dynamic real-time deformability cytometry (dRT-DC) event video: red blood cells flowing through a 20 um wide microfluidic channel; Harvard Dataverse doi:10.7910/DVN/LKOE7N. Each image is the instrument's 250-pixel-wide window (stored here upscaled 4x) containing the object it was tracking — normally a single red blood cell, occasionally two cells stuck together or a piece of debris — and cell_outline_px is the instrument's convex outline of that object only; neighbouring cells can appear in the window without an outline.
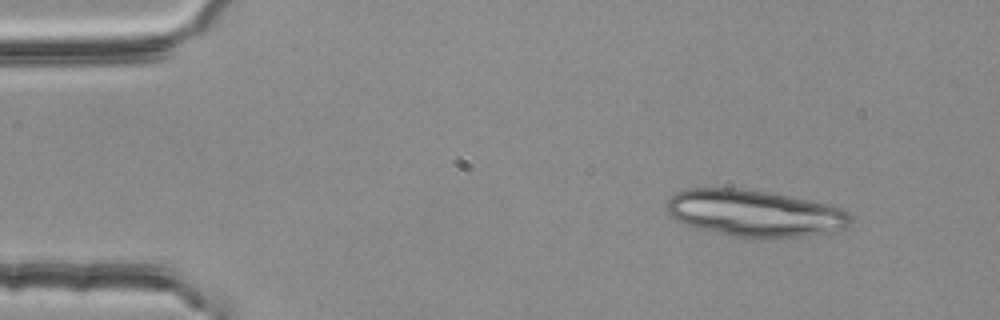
{"species": "common noctule bat (a hibernating species)", "species_latin": "Nyctalus noctula", "temperature_condition": "room temperature", "stored_images_in_passage": 3, "camera_frame_rate_fps": 3000, "um_per_image_px": 0.085, "animal": {"sex": "female", "body_mass_g": 25.1}, "frame": {"image": 1, "passage_image": 1, "time_ms": 0.0, "image_size_px": [1000, 320], "cell_outline_px": [[852, 220], [844, 228], [804, 236], [760, 240], [756, 240], [736, 236], [700, 228], [688, 224], [672, 216], [668, 212], [664, 204], [676, 192], [688, 188], [740, 188], [764, 192], [828, 204], [844, 208], [852, 216]], "centroid_in_image_um": [64.16, 18.13], "position_along_channel_um": 20.8, "area_um2": 49.71}}